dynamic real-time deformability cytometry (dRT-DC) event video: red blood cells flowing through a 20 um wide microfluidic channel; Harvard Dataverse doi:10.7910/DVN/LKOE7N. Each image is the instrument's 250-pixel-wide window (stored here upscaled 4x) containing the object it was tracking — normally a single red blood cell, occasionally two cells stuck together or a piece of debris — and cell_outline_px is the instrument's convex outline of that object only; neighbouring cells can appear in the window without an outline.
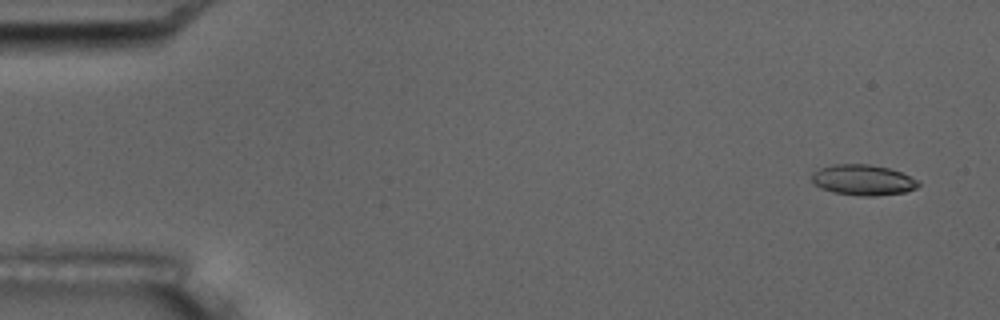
{"species": "common noctule bat (a hibernating species)", "species_latin": "Nyctalus noctula", "temperature_condition": "room temperature", "stored_images_in_passage": 5, "camera_frame_rate_fps": 3000, "um_per_image_px": 0.085, "animal": {"sex": "male", "body_mass_g": 17.5, "forearm_length_mm": 52.3}, "frame": {"image": 1, "passage_image": 1, "time_ms": 0.0, "image_size_px": [1000, 320], "cell_outline_px": [[920, 184], [916, 188], [904, 192], [876, 196], [860, 196], [832, 192], [820, 188], [812, 180], [812, 172], [820, 168], [832, 164], [868, 164], [888, 168], [900, 172], [916, 180]], "centroid_in_image_um": [73.32, 15.3], "position_along_channel_um": 11.7, "area_um2": 18.9}}
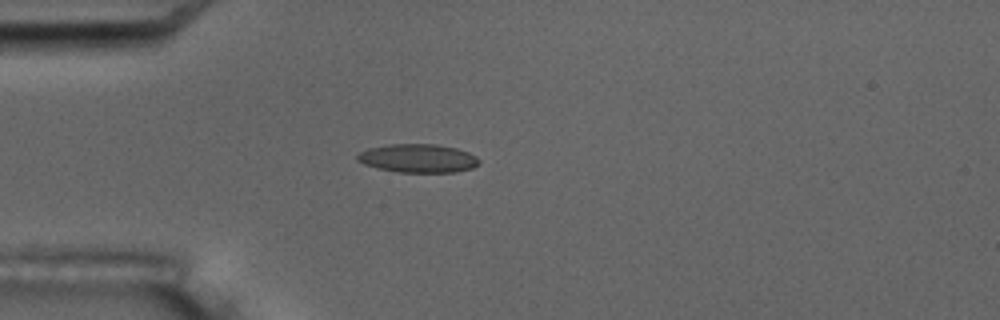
{"frame": {"image": 2, "passage_image": 5, "time_ms": 4.333, "image_size_px": [1000, 320], "cell_outline_px": [[480, 164], [472, 168], [456, 172], [396, 172], [376, 168], [364, 164], [356, 160], [356, 156], [360, 152], [368, 148], [388, 144], [436, 144], [456, 148], [468, 152], [476, 156], [480, 160]], "centroid_in_image_um": [35.52, 13.46], "position_along_channel_um": 49.5, "area_um2": 20.4}}